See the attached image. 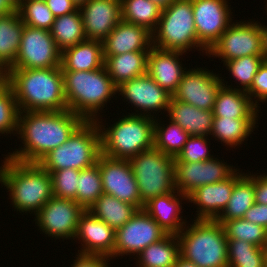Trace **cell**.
Masks as SVG:
<instances>
[{"mask_svg": "<svg viewBox=\"0 0 267 267\" xmlns=\"http://www.w3.org/2000/svg\"><path fill=\"white\" fill-rule=\"evenodd\" d=\"M78 9L87 40L103 41L121 21V0H89Z\"/></svg>", "mask_w": 267, "mask_h": 267, "instance_id": "d6986e66", "label": "cell"}, {"mask_svg": "<svg viewBox=\"0 0 267 267\" xmlns=\"http://www.w3.org/2000/svg\"><path fill=\"white\" fill-rule=\"evenodd\" d=\"M76 259L74 260V264L72 267H110L108 264V260H111L107 256H103L100 254H84L79 253L76 255Z\"/></svg>", "mask_w": 267, "mask_h": 267, "instance_id": "bcb514c9", "label": "cell"}, {"mask_svg": "<svg viewBox=\"0 0 267 267\" xmlns=\"http://www.w3.org/2000/svg\"><path fill=\"white\" fill-rule=\"evenodd\" d=\"M207 70L198 67L186 70L172 97L196 108L213 111L223 77Z\"/></svg>", "mask_w": 267, "mask_h": 267, "instance_id": "e0dca14e", "label": "cell"}, {"mask_svg": "<svg viewBox=\"0 0 267 267\" xmlns=\"http://www.w3.org/2000/svg\"><path fill=\"white\" fill-rule=\"evenodd\" d=\"M45 3L55 18L70 14L78 9L72 0H45Z\"/></svg>", "mask_w": 267, "mask_h": 267, "instance_id": "c3c4849f", "label": "cell"}, {"mask_svg": "<svg viewBox=\"0 0 267 267\" xmlns=\"http://www.w3.org/2000/svg\"><path fill=\"white\" fill-rule=\"evenodd\" d=\"M50 33L61 51L87 40L79 9L56 17Z\"/></svg>", "mask_w": 267, "mask_h": 267, "instance_id": "836d02e7", "label": "cell"}, {"mask_svg": "<svg viewBox=\"0 0 267 267\" xmlns=\"http://www.w3.org/2000/svg\"><path fill=\"white\" fill-rule=\"evenodd\" d=\"M206 136H190L181 152L174 158V162H201L212 159L208 145L210 140ZM209 140V144L208 141Z\"/></svg>", "mask_w": 267, "mask_h": 267, "instance_id": "ee69618b", "label": "cell"}, {"mask_svg": "<svg viewBox=\"0 0 267 267\" xmlns=\"http://www.w3.org/2000/svg\"><path fill=\"white\" fill-rule=\"evenodd\" d=\"M258 119L213 118L211 134L216 140L235 148L252 134Z\"/></svg>", "mask_w": 267, "mask_h": 267, "instance_id": "d6a6232c", "label": "cell"}, {"mask_svg": "<svg viewBox=\"0 0 267 267\" xmlns=\"http://www.w3.org/2000/svg\"><path fill=\"white\" fill-rule=\"evenodd\" d=\"M99 171L103 192L143 209L137 181L127 159H114L99 155Z\"/></svg>", "mask_w": 267, "mask_h": 267, "instance_id": "5bb4252c", "label": "cell"}, {"mask_svg": "<svg viewBox=\"0 0 267 267\" xmlns=\"http://www.w3.org/2000/svg\"><path fill=\"white\" fill-rule=\"evenodd\" d=\"M77 186L76 202L84 210H88L104 193L99 171V157L97 163L91 167L80 170Z\"/></svg>", "mask_w": 267, "mask_h": 267, "instance_id": "8d00e7d4", "label": "cell"}, {"mask_svg": "<svg viewBox=\"0 0 267 267\" xmlns=\"http://www.w3.org/2000/svg\"><path fill=\"white\" fill-rule=\"evenodd\" d=\"M85 120L65 111H27L18 115V139L23 147L7 157L20 162L38 163L51 150L67 142Z\"/></svg>", "mask_w": 267, "mask_h": 267, "instance_id": "6da1fadb", "label": "cell"}, {"mask_svg": "<svg viewBox=\"0 0 267 267\" xmlns=\"http://www.w3.org/2000/svg\"><path fill=\"white\" fill-rule=\"evenodd\" d=\"M208 57L224 62L244 56H263L261 24L257 21L233 22L207 51Z\"/></svg>", "mask_w": 267, "mask_h": 267, "instance_id": "30bf717a", "label": "cell"}, {"mask_svg": "<svg viewBox=\"0 0 267 267\" xmlns=\"http://www.w3.org/2000/svg\"><path fill=\"white\" fill-rule=\"evenodd\" d=\"M245 220L263 226L267 229V205L254 203L245 213Z\"/></svg>", "mask_w": 267, "mask_h": 267, "instance_id": "7dc6e473", "label": "cell"}, {"mask_svg": "<svg viewBox=\"0 0 267 267\" xmlns=\"http://www.w3.org/2000/svg\"><path fill=\"white\" fill-rule=\"evenodd\" d=\"M162 9L151 0H121V20L140 25L153 32Z\"/></svg>", "mask_w": 267, "mask_h": 267, "instance_id": "e575fe53", "label": "cell"}, {"mask_svg": "<svg viewBox=\"0 0 267 267\" xmlns=\"http://www.w3.org/2000/svg\"><path fill=\"white\" fill-rule=\"evenodd\" d=\"M224 82L222 79V85L215 97L214 118L257 119L259 110L252 103L250 96Z\"/></svg>", "mask_w": 267, "mask_h": 267, "instance_id": "d4e9b609", "label": "cell"}, {"mask_svg": "<svg viewBox=\"0 0 267 267\" xmlns=\"http://www.w3.org/2000/svg\"><path fill=\"white\" fill-rule=\"evenodd\" d=\"M102 43L103 56L150 51L153 46L152 32L143 26L121 20Z\"/></svg>", "mask_w": 267, "mask_h": 267, "instance_id": "7402d4cb", "label": "cell"}, {"mask_svg": "<svg viewBox=\"0 0 267 267\" xmlns=\"http://www.w3.org/2000/svg\"><path fill=\"white\" fill-rule=\"evenodd\" d=\"M254 198L256 203L267 205V174L254 175Z\"/></svg>", "mask_w": 267, "mask_h": 267, "instance_id": "681fc988", "label": "cell"}, {"mask_svg": "<svg viewBox=\"0 0 267 267\" xmlns=\"http://www.w3.org/2000/svg\"><path fill=\"white\" fill-rule=\"evenodd\" d=\"M166 116L178 124L190 136H206L211 134L213 111L196 108L188 103L171 97Z\"/></svg>", "mask_w": 267, "mask_h": 267, "instance_id": "484cf974", "label": "cell"}, {"mask_svg": "<svg viewBox=\"0 0 267 267\" xmlns=\"http://www.w3.org/2000/svg\"><path fill=\"white\" fill-rule=\"evenodd\" d=\"M198 41L209 50L232 22L227 0H191Z\"/></svg>", "mask_w": 267, "mask_h": 267, "instance_id": "2e32d148", "label": "cell"}, {"mask_svg": "<svg viewBox=\"0 0 267 267\" xmlns=\"http://www.w3.org/2000/svg\"><path fill=\"white\" fill-rule=\"evenodd\" d=\"M174 167L176 190L187 196L200 186L229 178L237 170L217 157L197 163L174 162Z\"/></svg>", "mask_w": 267, "mask_h": 267, "instance_id": "ac0fdd59", "label": "cell"}, {"mask_svg": "<svg viewBox=\"0 0 267 267\" xmlns=\"http://www.w3.org/2000/svg\"><path fill=\"white\" fill-rule=\"evenodd\" d=\"M228 267H266L263 250L243 240L227 239Z\"/></svg>", "mask_w": 267, "mask_h": 267, "instance_id": "74e56055", "label": "cell"}, {"mask_svg": "<svg viewBox=\"0 0 267 267\" xmlns=\"http://www.w3.org/2000/svg\"><path fill=\"white\" fill-rule=\"evenodd\" d=\"M167 233L144 210H138L121 228L116 230L113 258L137 256L144 248L164 238Z\"/></svg>", "mask_w": 267, "mask_h": 267, "instance_id": "7c38bea8", "label": "cell"}, {"mask_svg": "<svg viewBox=\"0 0 267 267\" xmlns=\"http://www.w3.org/2000/svg\"><path fill=\"white\" fill-rule=\"evenodd\" d=\"M218 222L222 224L227 239L243 240L261 248L267 240V229L244 218Z\"/></svg>", "mask_w": 267, "mask_h": 267, "instance_id": "f35d334b", "label": "cell"}, {"mask_svg": "<svg viewBox=\"0 0 267 267\" xmlns=\"http://www.w3.org/2000/svg\"><path fill=\"white\" fill-rule=\"evenodd\" d=\"M183 199L188 201V196L175 190L169 194L150 199L144 204L143 209L167 234L178 235L187 224L182 219L183 216H179L182 213Z\"/></svg>", "mask_w": 267, "mask_h": 267, "instance_id": "cb8c5ba5", "label": "cell"}, {"mask_svg": "<svg viewBox=\"0 0 267 267\" xmlns=\"http://www.w3.org/2000/svg\"><path fill=\"white\" fill-rule=\"evenodd\" d=\"M116 231L101 219L85 210L78 219L74 239L80 240L79 253L100 254L110 259L113 257Z\"/></svg>", "mask_w": 267, "mask_h": 267, "instance_id": "ffe728a7", "label": "cell"}, {"mask_svg": "<svg viewBox=\"0 0 267 267\" xmlns=\"http://www.w3.org/2000/svg\"><path fill=\"white\" fill-rule=\"evenodd\" d=\"M14 11L4 0H0V15H5Z\"/></svg>", "mask_w": 267, "mask_h": 267, "instance_id": "f5cc1de1", "label": "cell"}, {"mask_svg": "<svg viewBox=\"0 0 267 267\" xmlns=\"http://www.w3.org/2000/svg\"><path fill=\"white\" fill-rule=\"evenodd\" d=\"M89 0H72V2L76 5L77 8H80L85 3H87Z\"/></svg>", "mask_w": 267, "mask_h": 267, "instance_id": "6f0895ef", "label": "cell"}, {"mask_svg": "<svg viewBox=\"0 0 267 267\" xmlns=\"http://www.w3.org/2000/svg\"><path fill=\"white\" fill-rule=\"evenodd\" d=\"M68 110L85 121H96L106 103L117 94L105 67L92 71H62ZM108 101V102H107Z\"/></svg>", "mask_w": 267, "mask_h": 267, "instance_id": "277c9868", "label": "cell"}, {"mask_svg": "<svg viewBox=\"0 0 267 267\" xmlns=\"http://www.w3.org/2000/svg\"><path fill=\"white\" fill-rule=\"evenodd\" d=\"M8 75V68L0 61V82L5 81Z\"/></svg>", "mask_w": 267, "mask_h": 267, "instance_id": "11a10c76", "label": "cell"}, {"mask_svg": "<svg viewBox=\"0 0 267 267\" xmlns=\"http://www.w3.org/2000/svg\"><path fill=\"white\" fill-rule=\"evenodd\" d=\"M262 250H263V253L265 256V263H266V267H267V240L264 242Z\"/></svg>", "mask_w": 267, "mask_h": 267, "instance_id": "680465c9", "label": "cell"}, {"mask_svg": "<svg viewBox=\"0 0 267 267\" xmlns=\"http://www.w3.org/2000/svg\"><path fill=\"white\" fill-rule=\"evenodd\" d=\"M103 66L102 41L85 40L64 49L61 54L62 71H92Z\"/></svg>", "mask_w": 267, "mask_h": 267, "instance_id": "4316f807", "label": "cell"}, {"mask_svg": "<svg viewBox=\"0 0 267 267\" xmlns=\"http://www.w3.org/2000/svg\"><path fill=\"white\" fill-rule=\"evenodd\" d=\"M246 93L250 96L252 103L258 109L260 107L258 106L259 101H267V60H264L260 65L258 72L253 77L252 85Z\"/></svg>", "mask_w": 267, "mask_h": 267, "instance_id": "f6af8a7d", "label": "cell"}, {"mask_svg": "<svg viewBox=\"0 0 267 267\" xmlns=\"http://www.w3.org/2000/svg\"><path fill=\"white\" fill-rule=\"evenodd\" d=\"M19 112L68 110L62 68H8L6 79Z\"/></svg>", "mask_w": 267, "mask_h": 267, "instance_id": "7a4b0ae2", "label": "cell"}, {"mask_svg": "<svg viewBox=\"0 0 267 267\" xmlns=\"http://www.w3.org/2000/svg\"><path fill=\"white\" fill-rule=\"evenodd\" d=\"M24 25L51 30L55 17L43 0H22L19 9Z\"/></svg>", "mask_w": 267, "mask_h": 267, "instance_id": "ab89813d", "label": "cell"}, {"mask_svg": "<svg viewBox=\"0 0 267 267\" xmlns=\"http://www.w3.org/2000/svg\"><path fill=\"white\" fill-rule=\"evenodd\" d=\"M180 255V242L177 235L167 234L160 241L144 248L137 259L139 267H174Z\"/></svg>", "mask_w": 267, "mask_h": 267, "instance_id": "4dcf8cb0", "label": "cell"}, {"mask_svg": "<svg viewBox=\"0 0 267 267\" xmlns=\"http://www.w3.org/2000/svg\"><path fill=\"white\" fill-rule=\"evenodd\" d=\"M152 45L183 53L199 48L198 51H205L207 56L208 50L197 39L191 0L173 1L161 11L158 25L152 32Z\"/></svg>", "mask_w": 267, "mask_h": 267, "instance_id": "ba28073f", "label": "cell"}, {"mask_svg": "<svg viewBox=\"0 0 267 267\" xmlns=\"http://www.w3.org/2000/svg\"><path fill=\"white\" fill-rule=\"evenodd\" d=\"M263 58L267 60V26L261 24Z\"/></svg>", "mask_w": 267, "mask_h": 267, "instance_id": "f907efd6", "label": "cell"}, {"mask_svg": "<svg viewBox=\"0 0 267 267\" xmlns=\"http://www.w3.org/2000/svg\"><path fill=\"white\" fill-rule=\"evenodd\" d=\"M155 118L154 124V147L164 154L176 158L190 135L178 124L169 121L167 126ZM159 122V123H158Z\"/></svg>", "mask_w": 267, "mask_h": 267, "instance_id": "d590c367", "label": "cell"}, {"mask_svg": "<svg viewBox=\"0 0 267 267\" xmlns=\"http://www.w3.org/2000/svg\"><path fill=\"white\" fill-rule=\"evenodd\" d=\"M151 1L163 10L167 6H169L173 1L176 0H151Z\"/></svg>", "mask_w": 267, "mask_h": 267, "instance_id": "db71d44e", "label": "cell"}, {"mask_svg": "<svg viewBox=\"0 0 267 267\" xmlns=\"http://www.w3.org/2000/svg\"><path fill=\"white\" fill-rule=\"evenodd\" d=\"M0 183L9 193L15 210L36 214L53 197L51 174L39 163H26L4 157ZM3 184V185H2Z\"/></svg>", "mask_w": 267, "mask_h": 267, "instance_id": "3957f363", "label": "cell"}, {"mask_svg": "<svg viewBox=\"0 0 267 267\" xmlns=\"http://www.w3.org/2000/svg\"><path fill=\"white\" fill-rule=\"evenodd\" d=\"M174 267H198L192 261H189L182 257L181 255L178 256Z\"/></svg>", "mask_w": 267, "mask_h": 267, "instance_id": "816d5d0a", "label": "cell"}, {"mask_svg": "<svg viewBox=\"0 0 267 267\" xmlns=\"http://www.w3.org/2000/svg\"><path fill=\"white\" fill-rule=\"evenodd\" d=\"M96 121L101 134V153L114 159H129L154 147L155 119L147 116H122L108 128ZM103 128V129H102Z\"/></svg>", "mask_w": 267, "mask_h": 267, "instance_id": "8992f818", "label": "cell"}, {"mask_svg": "<svg viewBox=\"0 0 267 267\" xmlns=\"http://www.w3.org/2000/svg\"><path fill=\"white\" fill-rule=\"evenodd\" d=\"M62 51L49 30L24 25L19 52L9 68L47 69L61 66Z\"/></svg>", "mask_w": 267, "mask_h": 267, "instance_id": "8fae6325", "label": "cell"}, {"mask_svg": "<svg viewBox=\"0 0 267 267\" xmlns=\"http://www.w3.org/2000/svg\"><path fill=\"white\" fill-rule=\"evenodd\" d=\"M24 24L17 10L0 15V61L9 68L17 58Z\"/></svg>", "mask_w": 267, "mask_h": 267, "instance_id": "f546056e", "label": "cell"}, {"mask_svg": "<svg viewBox=\"0 0 267 267\" xmlns=\"http://www.w3.org/2000/svg\"><path fill=\"white\" fill-rule=\"evenodd\" d=\"M19 109L7 81L0 82V134H17Z\"/></svg>", "mask_w": 267, "mask_h": 267, "instance_id": "60d3db41", "label": "cell"}, {"mask_svg": "<svg viewBox=\"0 0 267 267\" xmlns=\"http://www.w3.org/2000/svg\"><path fill=\"white\" fill-rule=\"evenodd\" d=\"M183 52L152 46L147 56V74L169 94L177 91L186 68L180 62Z\"/></svg>", "mask_w": 267, "mask_h": 267, "instance_id": "44dd1931", "label": "cell"}, {"mask_svg": "<svg viewBox=\"0 0 267 267\" xmlns=\"http://www.w3.org/2000/svg\"><path fill=\"white\" fill-rule=\"evenodd\" d=\"M236 171L227 179L196 188L188 195V202L198 206L195 219L215 220L226 207L234 184Z\"/></svg>", "mask_w": 267, "mask_h": 267, "instance_id": "603a6c76", "label": "cell"}, {"mask_svg": "<svg viewBox=\"0 0 267 267\" xmlns=\"http://www.w3.org/2000/svg\"><path fill=\"white\" fill-rule=\"evenodd\" d=\"M13 10H18L22 0H4Z\"/></svg>", "mask_w": 267, "mask_h": 267, "instance_id": "9f6ffc18", "label": "cell"}, {"mask_svg": "<svg viewBox=\"0 0 267 267\" xmlns=\"http://www.w3.org/2000/svg\"><path fill=\"white\" fill-rule=\"evenodd\" d=\"M53 197L72 199L76 202V191L80 170L63 169L52 171Z\"/></svg>", "mask_w": 267, "mask_h": 267, "instance_id": "7bdbcfd3", "label": "cell"}, {"mask_svg": "<svg viewBox=\"0 0 267 267\" xmlns=\"http://www.w3.org/2000/svg\"><path fill=\"white\" fill-rule=\"evenodd\" d=\"M130 103L136 112L133 115L154 117V113L168 110L172 97L165 89L157 84L147 73L145 75L127 80L117 87V94ZM140 111H138V110ZM143 111V112H142ZM154 111V112H153ZM156 111V112H155ZM140 112V113H139ZM151 112L153 115H151Z\"/></svg>", "mask_w": 267, "mask_h": 267, "instance_id": "9a60e30c", "label": "cell"}, {"mask_svg": "<svg viewBox=\"0 0 267 267\" xmlns=\"http://www.w3.org/2000/svg\"><path fill=\"white\" fill-rule=\"evenodd\" d=\"M239 170H236V183L231 197L216 221L243 218L246 211L255 203L254 175L242 173V170L240 173Z\"/></svg>", "mask_w": 267, "mask_h": 267, "instance_id": "f1b7e54d", "label": "cell"}, {"mask_svg": "<svg viewBox=\"0 0 267 267\" xmlns=\"http://www.w3.org/2000/svg\"><path fill=\"white\" fill-rule=\"evenodd\" d=\"M149 51L126 52L120 55L103 56L104 67L118 87L121 83L147 73Z\"/></svg>", "mask_w": 267, "mask_h": 267, "instance_id": "83f0119b", "label": "cell"}, {"mask_svg": "<svg viewBox=\"0 0 267 267\" xmlns=\"http://www.w3.org/2000/svg\"><path fill=\"white\" fill-rule=\"evenodd\" d=\"M193 222L177 235L180 255L198 267H228L227 238L222 224L209 219Z\"/></svg>", "mask_w": 267, "mask_h": 267, "instance_id": "5b68a950", "label": "cell"}, {"mask_svg": "<svg viewBox=\"0 0 267 267\" xmlns=\"http://www.w3.org/2000/svg\"><path fill=\"white\" fill-rule=\"evenodd\" d=\"M88 210L115 231L121 228L138 211L134 205L105 193Z\"/></svg>", "mask_w": 267, "mask_h": 267, "instance_id": "1f68e13d", "label": "cell"}, {"mask_svg": "<svg viewBox=\"0 0 267 267\" xmlns=\"http://www.w3.org/2000/svg\"><path fill=\"white\" fill-rule=\"evenodd\" d=\"M85 210L74 200L52 197L35 214L40 231L55 239L75 238L78 219Z\"/></svg>", "mask_w": 267, "mask_h": 267, "instance_id": "4fadbf2b", "label": "cell"}, {"mask_svg": "<svg viewBox=\"0 0 267 267\" xmlns=\"http://www.w3.org/2000/svg\"><path fill=\"white\" fill-rule=\"evenodd\" d=\"M264 60L263 56H244L226 61L223 66L225 65L226 70L228 69L233 78H236L235 81H238L239 85L241 84V88L238 89L247 92L252 85L253 77Z\"/></svg>", "mask_w": 267, "mask_h": 267, "instance_id": "b9f144b4", "label": "cell"}, {"mask_svg": "<svg viewBox=\"0 0 267 267\" xmlns=\"http://www.w3.org/2000/svg\"><path fill=\"white\" fill-rule=\"evenodd\" d=\"M100 154L101 134L97 121H84L67 142L51 150L38 163L49 173L82 170L97 163Z\"/></svg>", "mask_w": 267, "mask_h": 267, "instance_id": "52a82bcc", "label": "cell"}, {"mask_svg": "<svg viewBox=\"0 0 267 267\" xmlns=\"http://www.w3.org/2000/svg\"><path fill=\"white\" fill-rule=\"evenodd\" d=\"M137 181L141 203L174 192V158L152 147L128 159Z\"/></svg>", "mask_w": 267, "mask_h": 267, "instance_id": "9c48e42d", "label": "cell"}]
</instances>
